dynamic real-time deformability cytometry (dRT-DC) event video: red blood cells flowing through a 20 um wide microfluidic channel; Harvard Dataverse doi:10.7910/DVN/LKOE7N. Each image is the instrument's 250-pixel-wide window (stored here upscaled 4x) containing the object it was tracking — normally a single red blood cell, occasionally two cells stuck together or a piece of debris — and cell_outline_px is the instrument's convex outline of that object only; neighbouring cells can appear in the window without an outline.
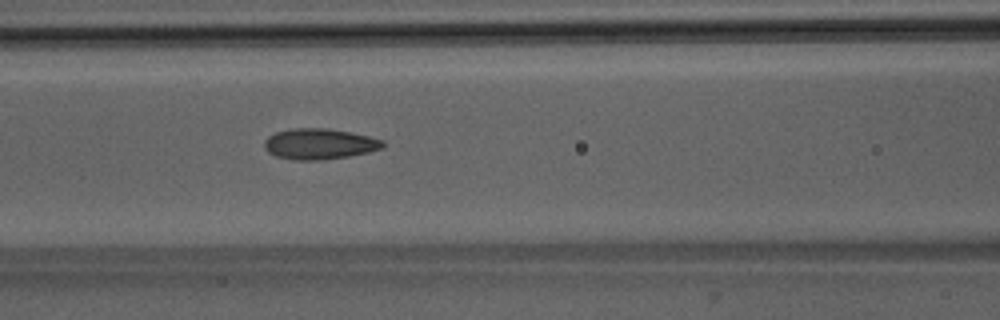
{"species": "Egyptian fruit bat (a non-hibernating species)", "species_latin": "Rousettus aegyptiacus", "temperature_condition": "room temperature", "stored_images_in_passage": 35, "camera_frame_rate_fps": 3000, "um_per_image_px": 0.085, "animal": {"sex": "male"}, "frame": {"image": 1, "passage_image": 6, "time_ms": 1.667, "image_size_px": [1000, 320], "cell_outline_px": [[384, 148], [368, 152], [348, 156], [320, 160], [296, 160], [276, 156], [268, 152], [264, 148], [264, 140], [268, 136], [276, 132], [288, 128], [328, 128], [368, 136], [384, 140]], "centroid_in_image_um": [27.13, 12.23], "position_along_channel_um": 139.5, "area_um2": 21.27}}
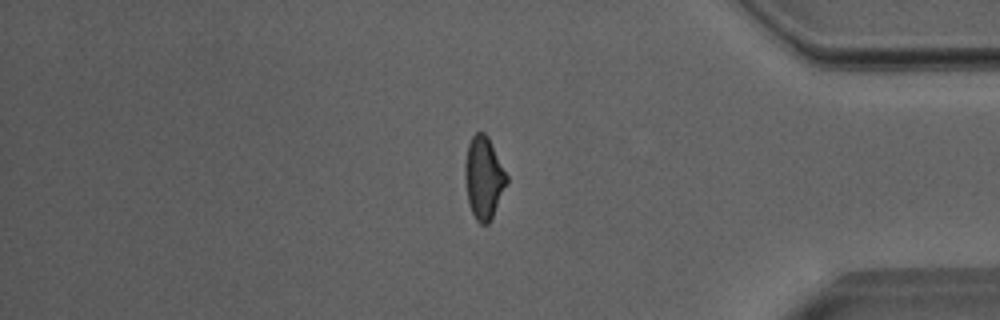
{"frame": {"image": 2, "passage_image": 27, "time_ms": 8.667, "image_size_px": [1000, 320], "cell_outline_px": [[508, 184], [488, 224], [480, 224], [476, 220], [472, 212], [468, 200], [464, 176], [464, 164], [468, 144], [472, 136], [476, 132], [484, 132], [488, 136], [508, 176]], "centroid_in_image_um": [41.12, 15.09], "position_along_channel_um": 394.1, "area_um2": 20.06}}
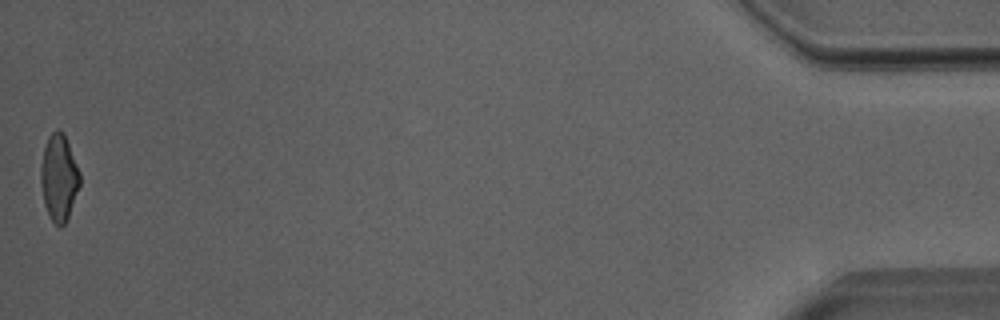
{"frame": {"image": 3, "passage_image": 35, "time_ms": 11.333, "image_size_px": [1000, 320], "cell_outline_px": [[80, 184], [68, 216], [64, 224], [60, 228], [48, 216], [44, 204], [40, 184], [40, 168], [44, 148], [48, 136], [56, 128], [64, 132], [80, 172]], "centroid_in_image_um": [4.99, 15.08], "position_along_channel_um": 430.2, "area_um2": 19.77}, "authors_computed_cell_mechanics": {"area_um2": 19.9988, "velocity_mm_per_s": 4.0118, "shape_relaxation_time_tau1_ms": 5.2843, "shape_relaxation_time_tau2_ms": 1.8862, "deformation_change_tau1": 0.1589, "deformation_change_tau2": 0.0817}}